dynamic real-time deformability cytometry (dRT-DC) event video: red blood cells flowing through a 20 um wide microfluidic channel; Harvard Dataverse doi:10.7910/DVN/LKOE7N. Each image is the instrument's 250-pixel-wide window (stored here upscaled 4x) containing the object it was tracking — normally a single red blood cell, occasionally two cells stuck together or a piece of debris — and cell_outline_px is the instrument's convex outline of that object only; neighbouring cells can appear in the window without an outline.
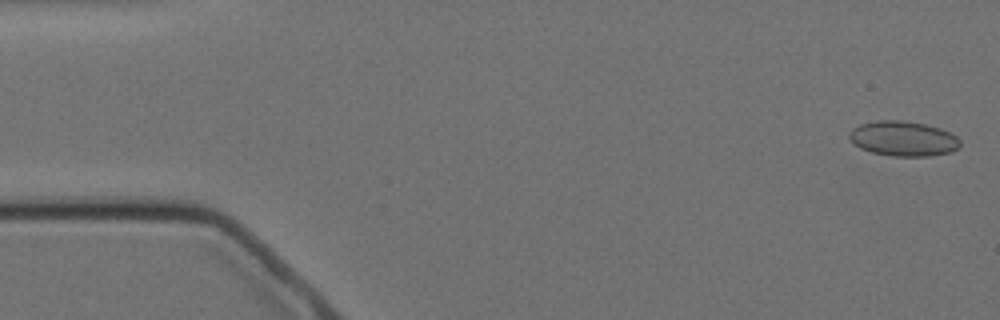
{"species": "Egyptian fruit bat (a non-hibernating species)", "species_latin": "Rousettus aegyptiacus", "temperature_condition": "cold", "stored_images_in_passage": 3, "camera_frame_rate_fps": 3000, "um_per_image_px": 0.085, "animal": {"sex": "female"}, "frame": {"image": 1, "passage_image": 1, "time_ms": 0.0, "image_size_px": [1000, 320], "cell_outline_px": [[960, 144], [952, 152], [928, 156], [892, 156], [872, 152], [860, 148], [852, 144], [848, 136], [848, 132], [852, 128], [860, 124], [876, 120], [900, 120], [924, 124], [940, 128], [956, 136], [960, 140]], "centroid_in_image_um": [76.72, 11.78], "position_along_channel_um": 8.3, "area_um2": 22.66}}